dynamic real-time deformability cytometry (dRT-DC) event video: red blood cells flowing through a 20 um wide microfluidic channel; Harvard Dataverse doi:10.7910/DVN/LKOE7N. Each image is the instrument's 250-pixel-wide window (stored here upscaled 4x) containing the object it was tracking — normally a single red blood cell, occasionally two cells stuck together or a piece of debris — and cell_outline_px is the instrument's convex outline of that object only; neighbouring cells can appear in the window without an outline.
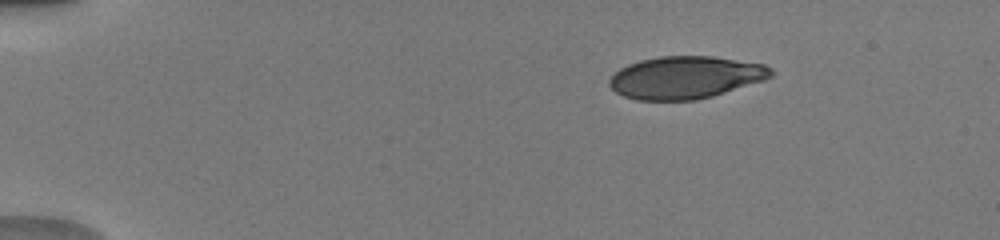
{"species": "human", "species_latin": "Homo sapiens", "temperature_condition": "warm", "stored_images_in_passage": 43, "camera_frame_rate_fps": 3000, "um_per_image_px": 0.085, "donor": {"sex": "male"}, "frame": {"image": 1, "passage_image": 1, "time_ms": 0.0, "image_size_px": [1000, 240], "cell_outline_px": [[772, 76], [764, 80], [712, 96], [696, 100], [636, 100], [624, 96], [616, 92], [608, 84], [608, 80], [620, 68], [628, 64], [640, 60], [660, 56], [712, 56], [764, 64], [772, 68]], "centroid_in_image_um": [58.25, 6.58], "position_along_channel_um": 26.7, "area_um2": 39.88}}
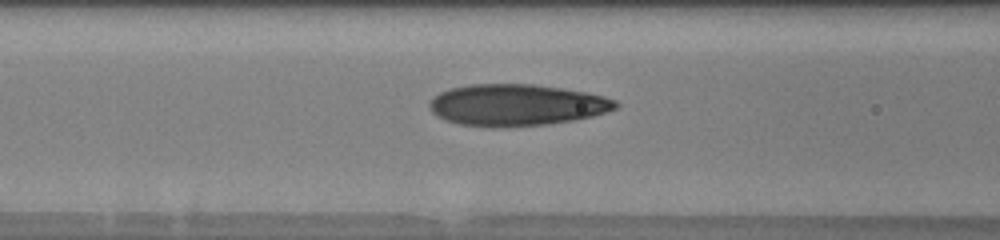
{"frame": {"image": 2, "passage_image": 15, "time_ms": 4.667, "image_size_px": [1000, 240], "cell_outline_px": [[620, 104], [616, 108], [592, 116], [572, 120], [544, 124], [500, 128], [496, 128], [460, 124], [444, 120], [436, 116], [428, 108], [428, 100], [432, 96], [448, 88], [472, 84], [536, 84], [588, 92], [604, 96], [616, 100]], "centroid_in_image_um": [43.85, 8.92], "position_along_channel_um": 122.8, "area_um2": 45.55}}
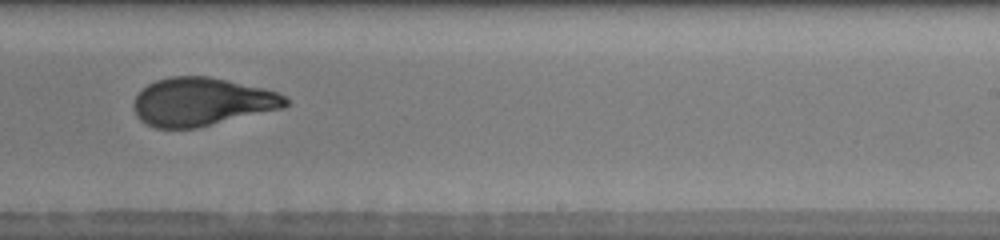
{"frame": {"image": 3, "passage_image": 26, "time_ms": 8.333, "image_size_px": [1000, 240], "cell_outline_px": [[288, 104], [284, 108], [196, 128], [156, 128], [140, 120], [136, 116], [132, 104], [140, 88], [156, 80], [172, 76], [208, 76], [264, 88], [288, 96]], "centroid_in_image_um": [17.14, 8.65], "position_along_channel_um": 271.9, "area_um2": 42.83}, "authors_computed_cell_mechanics": {"area_um2": 42.8298, "velocity_mm_per_s": 4.0715, "shape_relaxation_time_tau1_ms": 5.4346, "shape_relaxation_time_tau2_ms": 1.0121, "deformation_change_tau1": 0.2182, "deformation_change_tau2": 0.079}}